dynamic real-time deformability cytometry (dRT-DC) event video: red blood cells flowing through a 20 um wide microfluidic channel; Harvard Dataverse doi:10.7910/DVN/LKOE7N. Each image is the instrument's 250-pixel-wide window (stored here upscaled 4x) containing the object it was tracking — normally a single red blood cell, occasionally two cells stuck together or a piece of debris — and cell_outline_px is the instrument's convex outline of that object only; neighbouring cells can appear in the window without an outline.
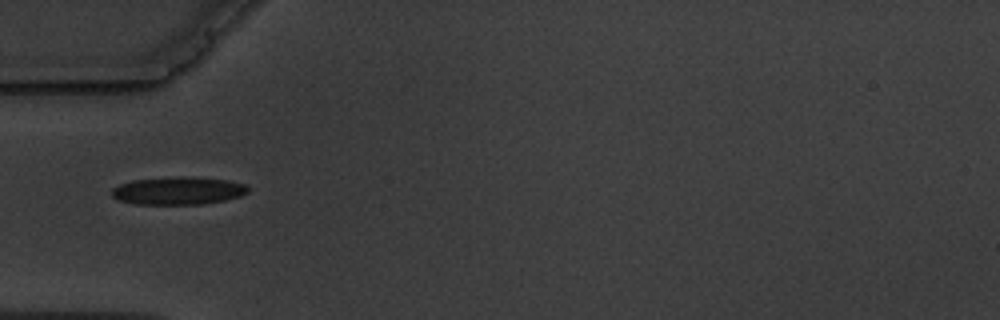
{"species": "common noctule bat (a hibernating species)", "species_latin": "Nyctalus noctula", "temperature_condition": "warm", "stored_images_in_passage": 2, "camera_frame_rate_fps": 3000, "um_per_image_px": 0.085, "animal": {"sex": "male", "body_mass_g": 19.5, "forearm_length_mm": 54.6}, "frame": {"image": 1, "passage_image": 1, "time_ms": 0.0, "image_size_px": [1000, 320], "cell_outline_px": [[248, 192], [240, 196], [224, 200], [200, 204], [136, 204], [120, 200], [112, 196], [112, 188], [120, 184], [132, 180], [176, 176], [184, 176], [228, 180], [248, 184]], "centroid_in_image_um": [15.16, 16.2], "position_along_channel_um": 69.8, "area_um2": 22.08}}
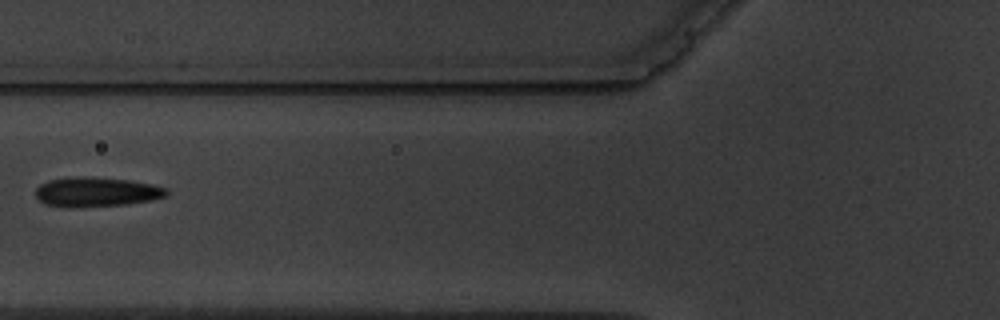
{"frame": {"image": 2, "passage_image": 2, "time_ms": 1.333, "image_size_px": [1000, 320], "cell_outline_px": [[168, 196], [152, 200], [124, 204], [44, 204], [36, 196], [36, 188], [40, 184], [48, 180], [128, 180], [152, 184], [168, 188]], "centroid_in_image_um": [8.33, 16.32], "position_along_channel_um": 117.5, "area_um2": 20.23}}